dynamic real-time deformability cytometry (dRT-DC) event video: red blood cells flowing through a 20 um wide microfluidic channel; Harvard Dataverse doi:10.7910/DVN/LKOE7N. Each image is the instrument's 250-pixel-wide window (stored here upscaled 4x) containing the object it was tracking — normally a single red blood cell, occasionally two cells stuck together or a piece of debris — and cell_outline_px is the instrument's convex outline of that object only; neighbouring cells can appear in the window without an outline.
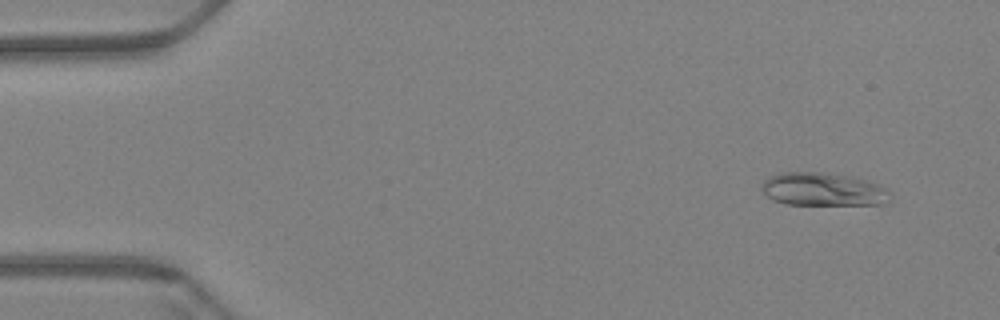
{"species": "Egyptian fruit bat (a non-hibernating species)", "species_latin": "Rousettus aegyptiacus", "temperature_condition": "warm", "stored_images_in_passage": 60, "camera_frame_rate_fps": 3000, "um_per_image_px": 0.085, "animal": {"sex": "female"}, "frame": {"image": 1, "passage_image": 5, "time_ms": 1.333, "image_size_px": [1000, 320], "cell_outline_px": [[892, 192], [884, 204], [788, 204], [772, 200], [764, 196], [760, 188], [760, 184], [768, 176], [780, 172], [824, 172], [852, 176], [880, 184]], "centroid_in_image_um": [69.91, 16.08], "position_along_channel_um": 15.1, "area_um2": 25.2}}
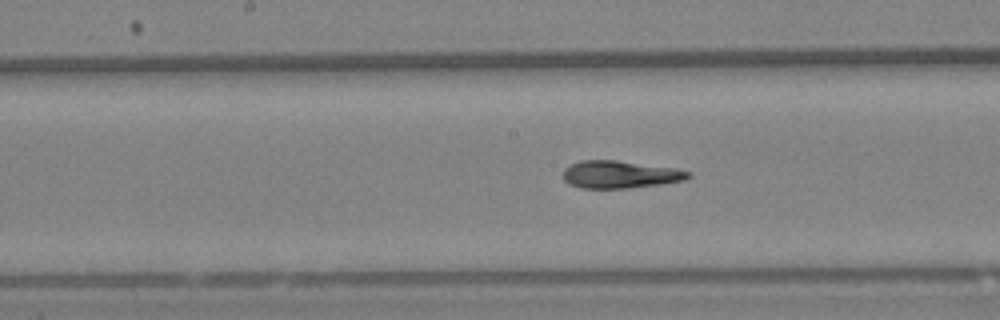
{"frame": {"image": 2, "passage_image": 31, "time_ms": 10.0, "image_size_px": [1000, 320], "cell_outline_px": [[692, 176], [684, 180], [660, 184], [628, 188], [580, 188], [568, 184], [564, 180], [564, 168], [580, 160], [616, 160], [676, 168], [692, 172]], "centroid_in_image_um": [52.71, 14.83], "position_along_channel_um": 195.5, "area_um2": 20.11}}
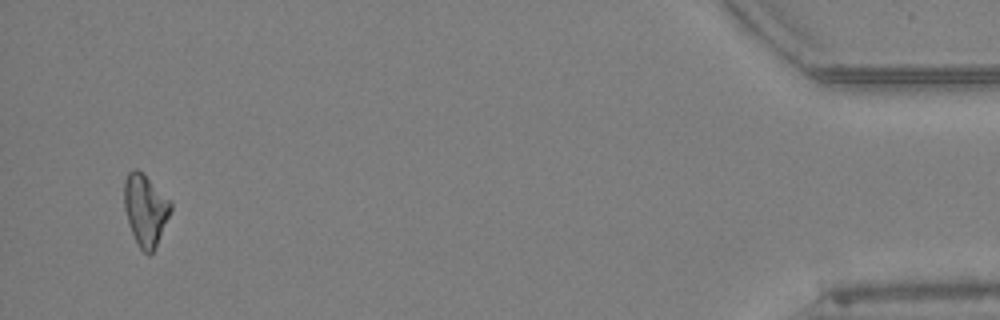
{"frame": {"image": 3, "passage_image": 58, "time_ms": 19.0, "image_size_px": [1000, 320], "cell_outline_px": [[172, 208], [156, 244], [152, 252], [148, 256], [140, 248], [132, 232], [124, 208], [124, 180], [128, 172], [132, 168], [136, 168], [172, 200]], "centroid_in_image_um": [12.35, 17.79], "position_along_channel_um": 422.8, "area_um2": 19.07}, "authors_computed_cell_mechanics": {"area_um2": 20.4034, "velocity_mm_per_s": 3.4243, "shape_relaxation_time_tau1_ms": 9.0239, "shape_relaxation_time_tau2_ms": 2.8415, "deformation_change_tau1": 0.236, "deformation_change_tau2": 0.0883}}